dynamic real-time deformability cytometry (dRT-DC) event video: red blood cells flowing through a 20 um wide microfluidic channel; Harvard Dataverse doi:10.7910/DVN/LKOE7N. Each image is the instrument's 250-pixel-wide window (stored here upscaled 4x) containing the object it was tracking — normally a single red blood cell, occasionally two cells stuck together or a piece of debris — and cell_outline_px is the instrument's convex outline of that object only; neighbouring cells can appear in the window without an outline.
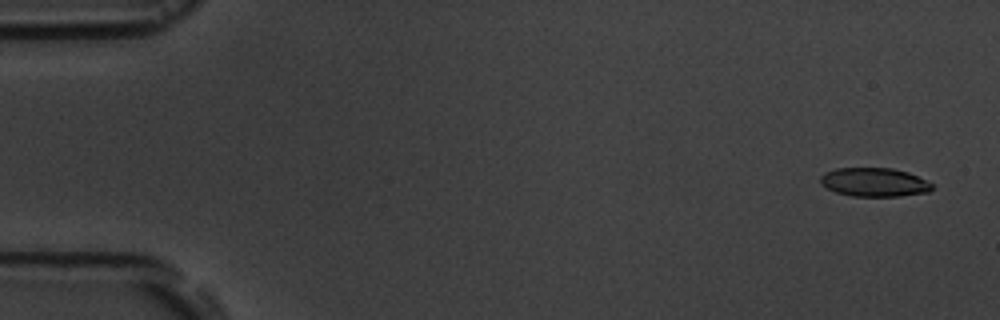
{"species": "common noctule bat (a hibernating species)", "species_latin": "Nyctalus noctula", "temperature_condition": "room temperature", "stored_images_in_passage": 5, "camera_frame_rate_fps": 3000, "um_per_image_px": 0.085, "animal": {"sex": "male", "body_mass_g": 19.5, "forearm_length_mm": 54.6}, "frame": {"image": 1, "passage_image": 1, "time_ms": 0.0, "image_size_px": [1000, 320], "cell_outline_px": [[932, 188], [928, 192], [900, 196], [852, 196], [836, 192], [820, 184], [820, 176], [824, 172], [836, 168], [892, 168], [908, 172], [932, 184]], "centroid_in_image_um": [74.27, 15.48], "position_along_channel_um": 10.7, "area_um2": 18.61}}
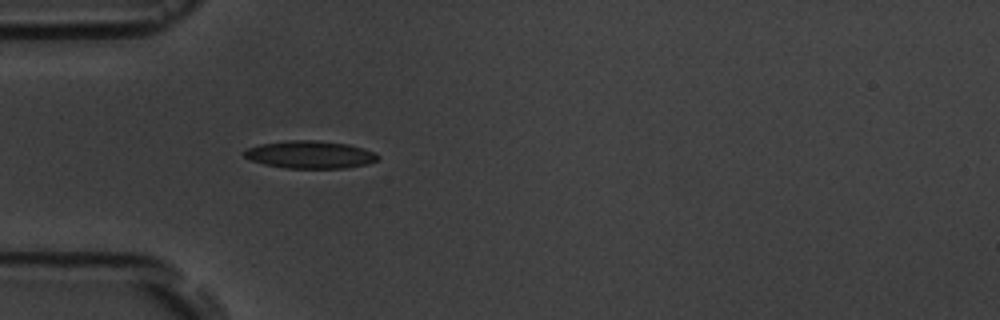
{"frame": {"image": 2, "passage_image": 5, "time_ms": 4.667, "image_size_px": [1000, 320], "cell_outline_px": [[380, 156], [376, 160], [368, 164], [348, 168], [288, 168], [264, 164], [252, 160], [244, 156], [240, 152], [248, 148], [260, 144], [288, 140], [316, 140], [348, 144], [364, 148], [376, 152]], "centroid_in_image_um": [26.38, 13.14], "position_along_channel_um": 58.6, "area_um2": 21.62}}